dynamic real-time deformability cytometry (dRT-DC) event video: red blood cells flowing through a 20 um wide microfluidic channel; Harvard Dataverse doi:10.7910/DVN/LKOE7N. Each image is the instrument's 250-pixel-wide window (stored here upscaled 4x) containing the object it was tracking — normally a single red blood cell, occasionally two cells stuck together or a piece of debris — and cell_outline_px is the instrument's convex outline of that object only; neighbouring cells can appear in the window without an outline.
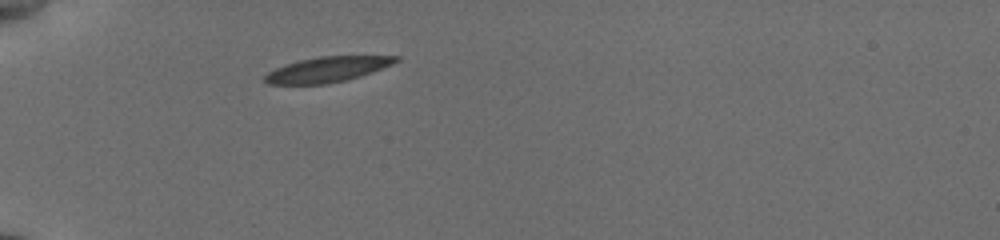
{"species": "common noctule bat (a hibernating species)", "species_latin": "Nyctalus noctula", "temperature_condition": "cold", "stored_images_in_passage": 38, "camera_frame_rate_fps": 3000, "um_per_image_px": 0.085, "animal": {"sex": "female", "body_mass_g": 19.5, "forearm_length_mm": 54.1}, "frame": {"image": 1, "passage_image": 1, "time_ms": 0.0, "image_size_px": [1000, 240], "cell_outline_px": [[400, 60], [392, 64], [372, 72], [360, 76], [328, 84], [268, 84], [264, 80], [264, 76], [268, 72], [284, 64], [300, 60], [320, 56], [400, 56]], "centroid_in_image_um": [27.81, 5.9], "position_along_channel_um": 57.2, "area_um2": 19.19}}
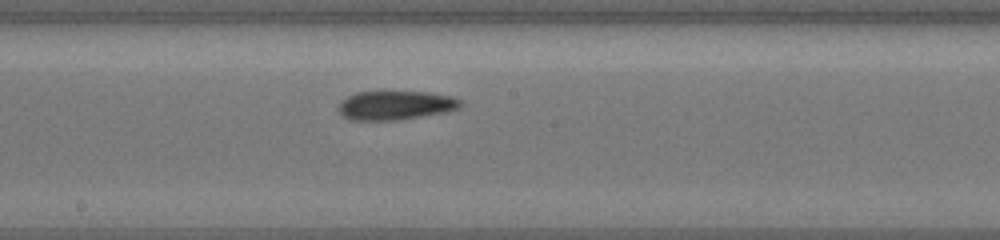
{"frame": {"image": 2, "passage_image": 15, "time_ms": 4.667, "image_size_px": [1000, 240], "cell_outline_px": [[464, 104], [460, 108], [444, 112], [396, 120], [348, 120], [340, 112], [340, 104], [348, 96], [356, 92], [432, 92], [452, 96], [464, 100]], "centroid_in_image_um": [33.7, 8.94], "position_along_channel_um": 214.5, "area_um2": 20.52}}
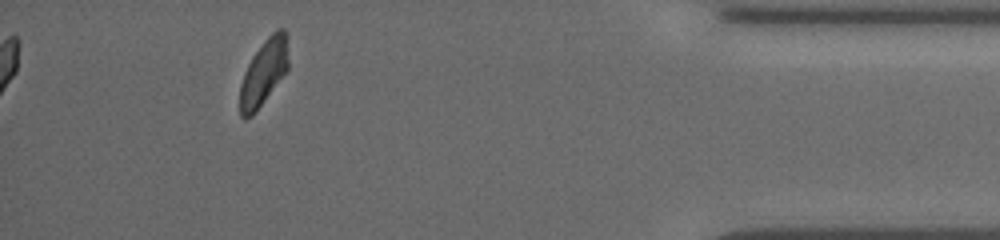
{"frame": {"image": 3, "passage_image": 34, "time_ms": 11.0, "image_size_px": [1000, 240], "cell_outline_px": [[288, 68], [252, 116], [244, 120], [240, 116], [240, 84], [244, 72], [252, 56], [268, 36], [276, 28], [284, 28], [288, 32]], "centroid_in_image_um": [22.42, 6.11], "position_along_channel_um": 412.8, "area_um2": 18.55}, "authors_computed_cell_mechanics": {"area_um2": 19.9988, "velocity_mm_per_s": 3.7854, "shape_relaxation_time_tau1_ms": 5.9383, "shape_relaxation_time_tau2_ms": 8.2167, "deformation_change_tau1": 0.1301, "deformation_change_tau2": 0.1492}}